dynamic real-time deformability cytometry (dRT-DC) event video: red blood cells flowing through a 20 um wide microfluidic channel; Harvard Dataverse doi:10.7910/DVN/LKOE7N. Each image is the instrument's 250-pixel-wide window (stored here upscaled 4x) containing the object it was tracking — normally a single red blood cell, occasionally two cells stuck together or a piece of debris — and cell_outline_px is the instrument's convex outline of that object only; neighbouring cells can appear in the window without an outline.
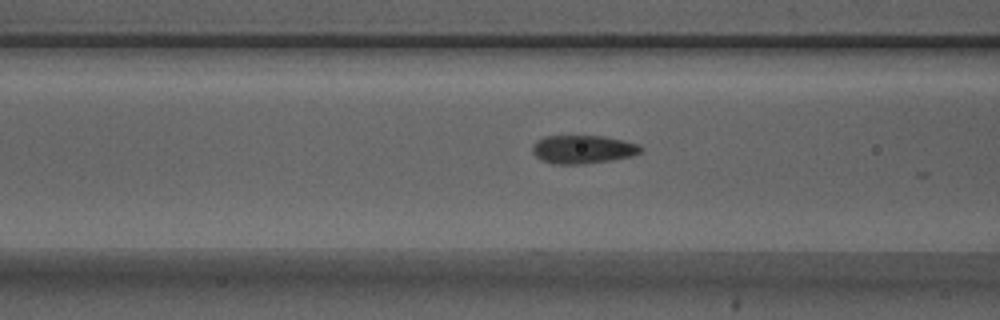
{"species": "Egyptian fruit bat (a non-hibernating species)", "species_latin": "Rousettus aegyptiacus", "temperature_condition": "warm", "stored_images_in_passage": 21, "camera_frame_rate_fps": 3000, "um_per_image_px": 0.085, "animal": {"sex": "male"}, "frame": {"image": 1, "passage_image": 17, "time_ms": 5.333, "image_size_px": [1000, 320], "cell_outline_px": [[644, 148], [640, 152], [632, 156], [612, 160], [584, 164], [552, 164], [536, 156], [532, 152], [532, 144], [536, 140], [544, 136], [604, 136], [624, 140], [640, 144]], "centroid_in_image_um": [49.56, 12.69], "position_along_channel_um": 117.0, "area_um2": 18.09}}
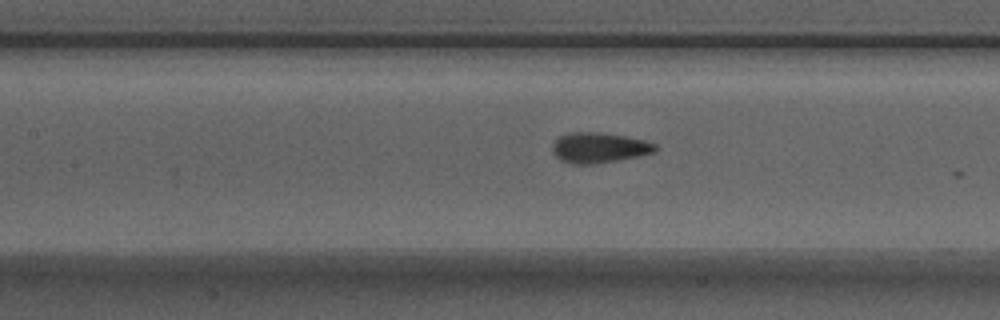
{"frame": {"image": 2, "passage_image": 20, "time_ms": 6.333, "image_size_px": [1000, 320], "cell_outline_px": [[660, 148], [656, 152], [640, 156], [592, 164], [572, 164], [560, 160], [552, 152], [552, 144], [560, 136], [568, 132], [600, 132], [624, 136], [644, 140], [656, 144]], "centroid_in_image_um": [50.93, 12.55], "position_along_channel_um": 156.5, "area_um2": 18.32}}